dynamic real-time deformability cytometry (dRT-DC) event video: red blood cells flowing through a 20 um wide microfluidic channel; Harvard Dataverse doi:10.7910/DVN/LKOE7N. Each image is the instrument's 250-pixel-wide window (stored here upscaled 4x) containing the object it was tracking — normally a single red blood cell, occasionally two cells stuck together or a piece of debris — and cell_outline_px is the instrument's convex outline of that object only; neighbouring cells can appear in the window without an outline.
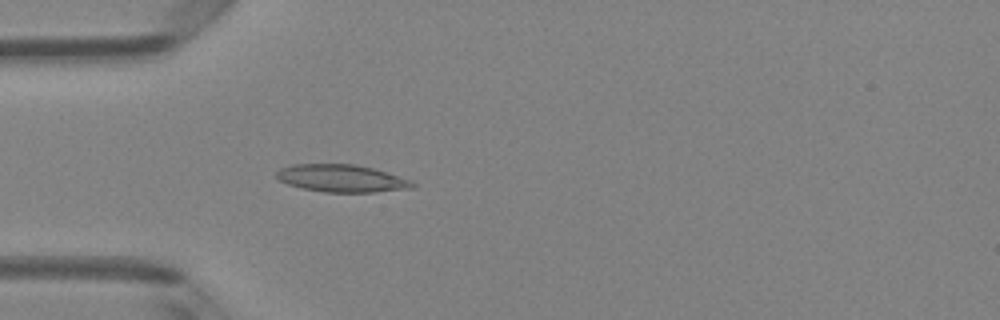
{"species": "Egyptian fruit bat (a non-hibernating species)", "species_latin": "Rousettus aegyptiacus", "temperature_condition": "room temperature", "stored_images_in_passage": 4, "camera_frame_rate_fps": 3000, "um_per_image_px": 0.085, "animal": {"sex": "female"}, "frame": {"image": 1, "passage_image": 4, "time_ms": 1.0, "image_size_px": [1000, 320], "cell_outline_px": [[416, 188], [376, 192], [324, 192], [304, 188], [288, 184], [280, 180], [276, 176], [276, 172], [280, 168], [292, 164], [352, 164], [372, 168], [388, 172], [412, 180], [416, 184]], "centroid_in_image_um": [29.09, 15.16], "position_along_channel_um": 55.9, "area_um2": 21.85}}